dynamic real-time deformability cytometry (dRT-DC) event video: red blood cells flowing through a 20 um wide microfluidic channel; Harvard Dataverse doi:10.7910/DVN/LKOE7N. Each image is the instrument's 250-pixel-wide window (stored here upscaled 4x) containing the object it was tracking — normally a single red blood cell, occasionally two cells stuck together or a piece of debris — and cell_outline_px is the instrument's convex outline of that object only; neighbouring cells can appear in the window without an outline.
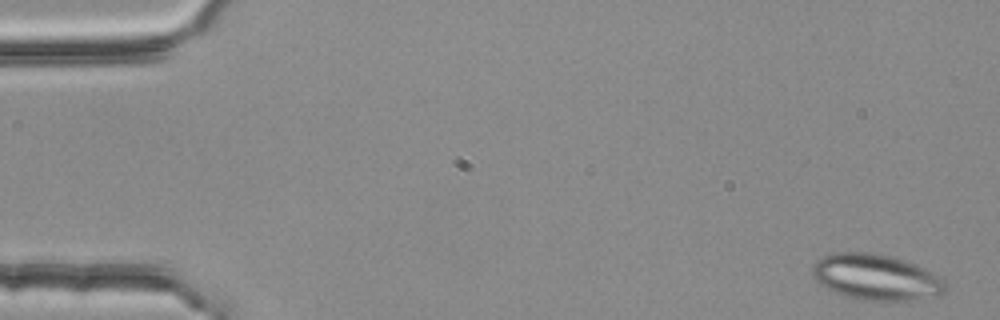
{"species": "common noctule bat (a hibernating species)", "species_latin": "Nyctalus noctula", "temperature_condition": "room temperature", "stored_images_in_passage": 4, "camera_frame_rate_fps": 3000, "um_per_image_px": 0.085, "animal": {"sex": "female", "body_mass_g": 25.1}, "frame": {"image": 1, "passage_image": 1, "time_ms": 0.0, "image_size_px": [1000, 320], "cell_outline_px": [[948, 288], [944, 292], [936, 296], [908, 300], [860, 300], [844, 296], [828, 288], [816, 280], [812, 276], [812, 264], [816, 260], [824, 256], [836, 252], [868, 252], [888, 256], [904, 260], [924, 268], [940, 276], [944, 280]], "centroid_in_image_um": [74.46, 23.56], "position_along_channel_um": 10.5, "area_um2": 35.43}}